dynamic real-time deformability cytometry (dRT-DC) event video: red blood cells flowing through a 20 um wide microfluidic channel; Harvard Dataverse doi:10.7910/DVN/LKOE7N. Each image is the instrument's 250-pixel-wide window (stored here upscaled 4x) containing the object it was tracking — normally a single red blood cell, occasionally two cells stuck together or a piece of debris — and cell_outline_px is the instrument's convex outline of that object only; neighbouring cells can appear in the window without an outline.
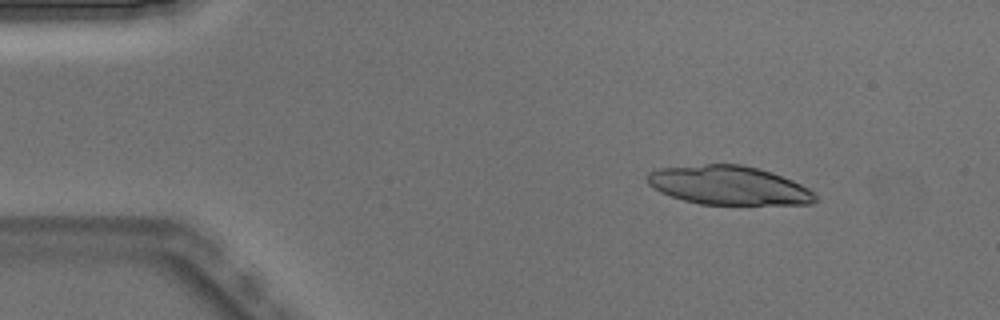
{"species": "Egyptian fruit bat (a non-hibernating species)", "species_latin": "Rousettus aegyptiacus", "temperature_condition": "warm", "stored_images_in_passage": 5, "camera_frame_rate_fps": 3000, "um_per_image_px": 0.085, "animal": {"sex": "male"}, "frame": {"image": 1, "passage_image": 3, "time_ms": 0.667, "image_size_px": [1000, 320], "cell_outline_px": [[816, 200], [812, 204], [700, 204], [684, 200], [660, 192], [652, 188], [648, 184], [648, 172], [660, 168], [704, 164], [744, 164], [760, 168], [772, 172], [792, 180], [816, 192]], "centroid_in_image_um": [61.96, 15.75], "position_along_channel_um": 23.0, "area_um2": 38.09}}